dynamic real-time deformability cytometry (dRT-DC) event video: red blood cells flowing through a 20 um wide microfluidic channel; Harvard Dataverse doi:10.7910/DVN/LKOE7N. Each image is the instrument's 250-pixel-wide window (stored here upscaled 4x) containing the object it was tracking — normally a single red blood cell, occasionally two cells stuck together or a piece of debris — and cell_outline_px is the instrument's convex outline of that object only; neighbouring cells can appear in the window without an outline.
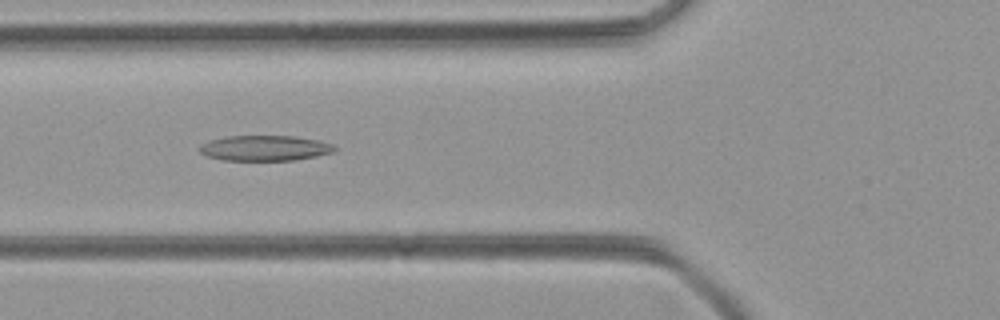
{"species": "common noctule bat (a hibernating species)", "species_latin": "Nyctalus noctula", "temperature_condition": "room temperature", "stored_images_in_passage": 50, "camera_frame_rate_fps": 3000, "um_per_image_px": 0.085, "animal": {"sex": "female", "body_mass_g": 21.9}, "frame": {"image": 1, "passage_image": 18, "time_ms": 5.667, "image_size_px": [1000, 320], "cell_outline_px": [[336, 148], [332, 152], [316, 156], [296, 160], [224, 160], [208, 156], [200, 152], [200, 144], [208, 140], [228, 136], [296, 136], [320, 140], [332, 144]], "centroid_in_image_um": [22.51, 12.58], "position_along_channel_um": 103.3, "area_um2": 19.94}}
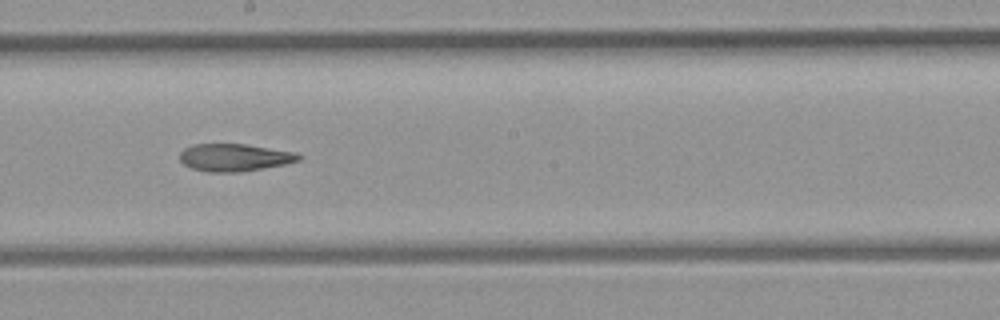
{"frame": {"image": 2, "passage_image": 27, "time_ms": 8.667, "image_size_px": [1000, 320], "cell_outline_px": [[300, 160], [284, 164], [240, 172], [208, 172], [192, 168], [184, 164], [180, 160], [180, 152], [184, 148], [192, 144], [244, 144], [296, 152], [300, 156]], "centroid_in_image_um": [19.9, 13.38], "position_along_channel_um": 228.3, "area_um2": 18.9}}
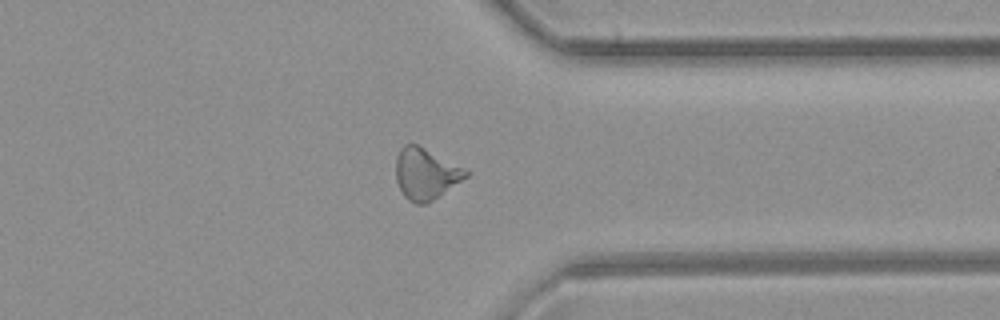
{"frame": {"image": 3, "passage_image": 38, "time_ms": 12.333, "image_size_px": [1000, 320], "cell_outline_px": [[468, 176], [432, 200], [424, 204], [416, 204], [408, 200], [404, 196], [396, 180], [396, 156], [400, 148], [404, 144], [416, 144], [464, 168], [468, 172]], "centroid_in_image_um": [36.15, 14.77], "position_along_channel_um": 375.3, "area_um2": 20.52}}